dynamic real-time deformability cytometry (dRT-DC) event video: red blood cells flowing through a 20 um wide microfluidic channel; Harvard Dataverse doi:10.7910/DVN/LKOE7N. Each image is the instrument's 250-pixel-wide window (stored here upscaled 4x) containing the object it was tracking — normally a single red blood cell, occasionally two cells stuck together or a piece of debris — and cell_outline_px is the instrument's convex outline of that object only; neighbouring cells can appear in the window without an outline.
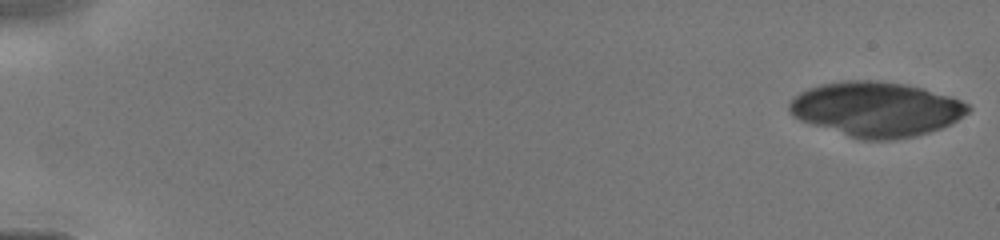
{"species": "human", "species_latin": "Homo sapiens", "temperature_condition": "cold", "stored_images_in_passage": 10, "camera_frame_rate_fps": 3000, "um_per_image_px": 0.085, "donor": {"sex": "male"}, "frame": {"image": 1, "passage_image": 1, "time_ms": 0.0, "image_size_px": [1000, 240], "cell_outline_px": [[972, 108], [968, 112], [956, 120], [940, 128], [916, 136], [892, 140], [860, 140], [800, 120], [792, 116], [788, 108], [788, 104], [800, 92], [808, 88], [820, 84], [844, 80], [876, 80], [904, 84], [924, 88], [960, 100], [968, 104]], "centroid_in_image_um": [74.46, 9.28], "position_along_channel_um": 10.5, "area_um2": 56.88}}
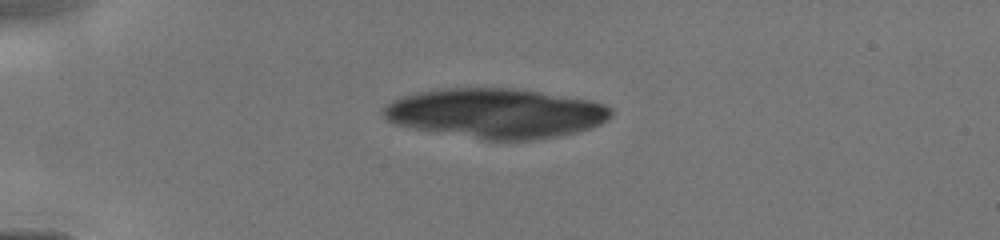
{"frame": {"image": 2, "passage_image": 7, "time_ms": 3.667, "image_size_px": [1000, 240], "cell_outline_px": [[612, 116], [608, 120], [600, 124], [576, 132], [560, 136], [532, 140], [488, 140], [412, 128], [396, 124], [388, 120], [380, 112], [392, 100], [400, 96], [416, 92], [440, 88], [512, 88], [592, 100], [604, 104], [612, 108]], "centroid_in_image_um": [42.15, 9.62], "position_along_channel_um": 42.9, "area_um2": 66.07}}